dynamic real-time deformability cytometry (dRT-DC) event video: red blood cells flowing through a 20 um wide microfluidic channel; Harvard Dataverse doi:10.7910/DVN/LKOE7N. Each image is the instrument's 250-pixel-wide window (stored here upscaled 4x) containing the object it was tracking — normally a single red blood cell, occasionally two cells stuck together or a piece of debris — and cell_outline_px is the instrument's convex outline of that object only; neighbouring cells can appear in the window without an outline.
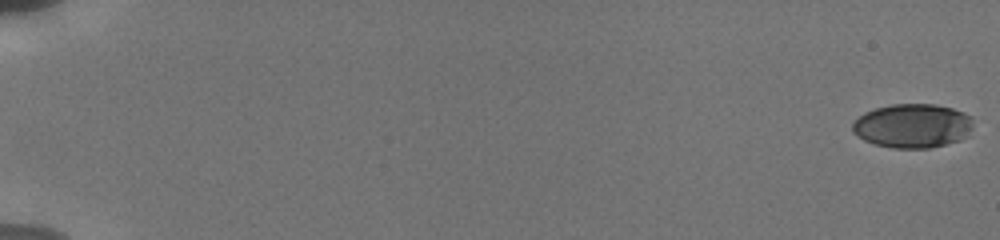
{"species": "human", "species_latin": "Homo sapiens", "temperature_condition": "cold", "stored_images_in_passage": 15, "camera_frame_rate_fps": 3000, "um_per_image_px": 0.085, "donor": {"sex": "male"}, "frame": {"image": 1, "passage_image": 1, "time_ms": 0.0, "image_size_px": [1000, 240], "cell_outline_px": [[972, 128], [968, 136], [960, 140], [928, 148], [892, 148], [876, 144], [864, 140], [852, 132], [852, 124], [864, 112], [876, 108], [892, 104], [936, 104], [952, 108], [964, 112], [972, 116]], "centroid_in_image_um": [77.59, 10.69], "position_along_channel_um": 7.4, "area_um2": 31.1}}
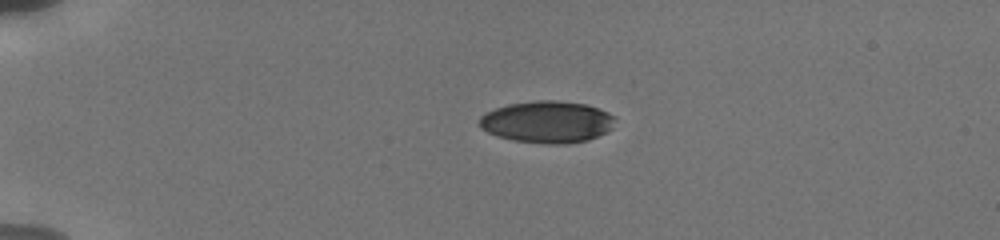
{"frame": {"image": 2, "passage_image": 7, "time_ms": 4.667, "image_size_px": [1000, 240], "cell_outline_px": [[616, 116], [612, 128], [608, 132], [588, 140], [568, 144], [544, 144], [512, 140], [496, 136], [480, 128], [476, 124], [476, 120], [484, 112], [508, 104], [536, 100], [556, 100], [588, 104], [600, 108]], "centroid_in_image_um": [46.5, 10.36], "position_along_channel_um": 38.5, "area_um2": 33.87}}
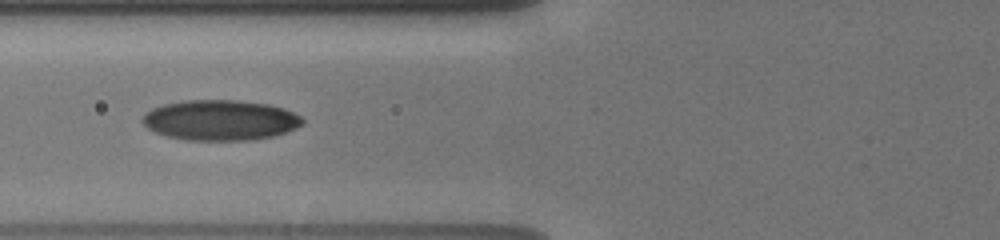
{"frame": {"image": 3, "passage_image": 13, "time_ms": 8.0, "image_size_px": [1000, 240], "cell_outline_px": [[304, 124], [288, 132], [276, 136], [252, 140], [188, 140], [164, 136], [148, 128], [140, 120], [144, 112], [152, 108], [164, 104], [184, 100], [236, 100], [268, 104], [284, 108], [300, 116], [304, 120]], "centroid_in_image_um": [18.72, 10.22], "position_along_channel_um": 107.1, "area_um2": 38.03}}